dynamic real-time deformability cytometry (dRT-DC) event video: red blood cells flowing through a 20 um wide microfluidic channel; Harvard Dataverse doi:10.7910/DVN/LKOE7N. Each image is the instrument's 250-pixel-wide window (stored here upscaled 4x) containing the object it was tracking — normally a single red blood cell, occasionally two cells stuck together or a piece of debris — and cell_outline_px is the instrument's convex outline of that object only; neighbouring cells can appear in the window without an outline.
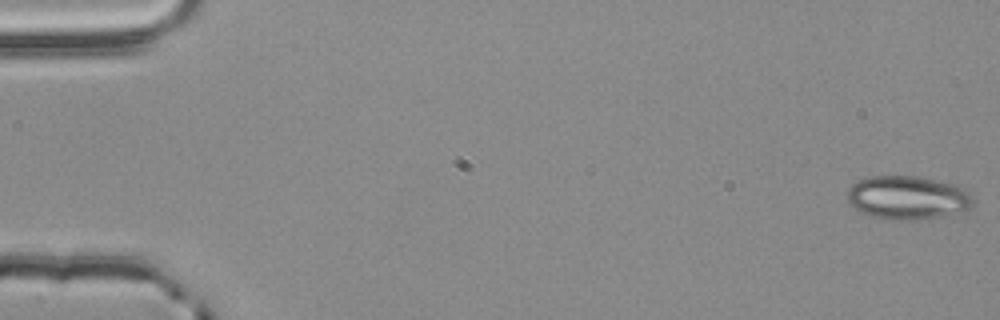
{"species": "common noctule bat (a hibernating species)", "species_latin": "Nyctalus noctula", "temperature_condition": "room temperature", "stored_images_in_passage": 56, "camera_frame_rate_fps": 3000, "um_per_image_px": 0.085, "animal": {"sex": "male", "body_mass_g": 20.4}, "frame": {"image": 1, "passage_image": 1, "time_ms": 0.0, "image_size_px": [1000, 320], "cell_outline_px": [[976, 200], [968, 208], [960, 212], [940, 216], [916, 220], [880, 220], [860, 212], [848, 204], [848, 188], [852, 184], [868, 176], [916, 176], [956, 184], [964, 188]], "centroid_in_image_um": [77.12, 16.81], "position_along_channel_um": 7.9, "area_um2": 32.31}}
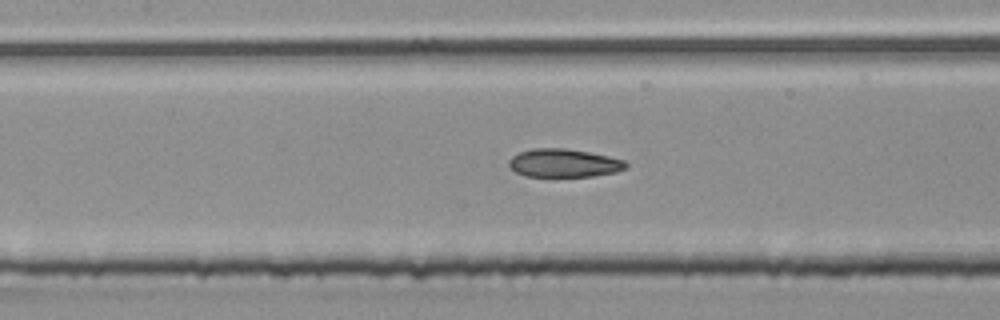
{"frame": {"image": 2, "passage_image": 26, "time_ms": 8.333, "image_size_px": [1000, 320], "cell_outline_px": [[628, 168], [616, 172], [592, 176], [552, 180], [524, 176], [508, 168], [508, 160], [512, 156], [520, 152], [532, 148], [564, 148], [588, 152], [608, 156], [624, 160], [628, 164]], "centroid_in_image_um": [47.87, 13.92], "position_along_channel_um": 159.5, "area_um2": 20.35}}
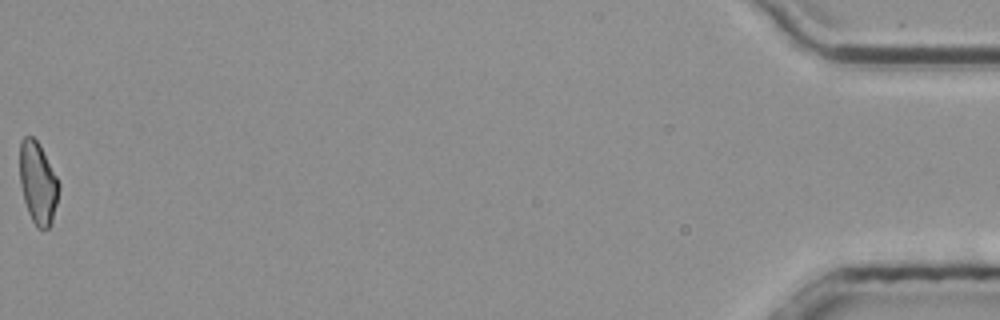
{"frame": {"image": 3, "passage_image": 56, "time_ms": 18.333, "image_size_px": [1000, 320], "cell_outline_px": [[60, 188], [52, 220], [48, 228], [36, 228], [28, 212], [24, 200], [20, 184], [20, 140], [24, 136], [32, 136], [40, 144], [60, 184]], "centroid_in_image_um": [3.21, 15.53], "position_along_channel_um": 432.0, "area_um2": 18.61}, "authors_computed_cell_mechanics": {"area_um2": 19.7676, "velocity_mm_per_s": 3.7996, "shape_relaxation_time_tau1_ms": null, "shape_relaxation_time_tau2_ms": 3.9481, "deformation_change_tau1": null, "deformation_change_tau2": 0.101}}